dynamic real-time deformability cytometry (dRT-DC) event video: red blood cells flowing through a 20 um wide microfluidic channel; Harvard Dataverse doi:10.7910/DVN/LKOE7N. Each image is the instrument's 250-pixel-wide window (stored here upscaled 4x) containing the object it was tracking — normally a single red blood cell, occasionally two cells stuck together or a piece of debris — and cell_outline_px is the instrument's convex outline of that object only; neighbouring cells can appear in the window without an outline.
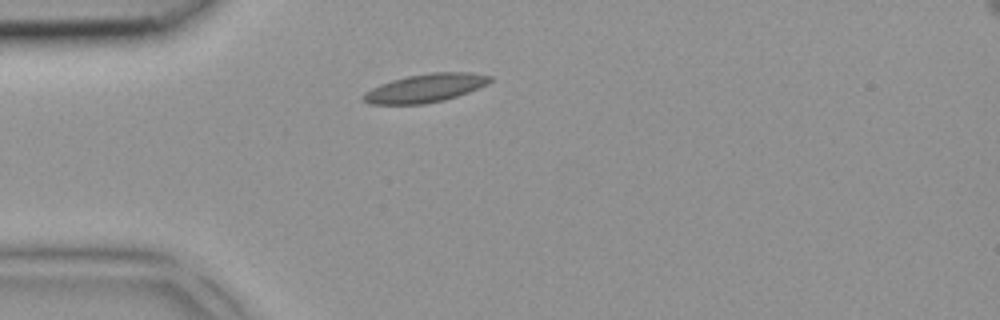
{"species": "common noctule bat (a hibernating species)", "species_latin": "Nyctalus noctula", "temperature_condition": "room temperature", "stored_images_in_passage": 1, "camera_frame_rate_fps": 3000, "um_per_image_px": 0.085, "animal": {"sex": "female", "body_mass_g": 18.4}, "frame": {"image": 1, "passage_image": 1, "time_ms": 0.0, "image_size_px": [1000, 320], "cell_outline_px": [[492, 80], [488, 84], [468, 92], [444, 100], [424, 104], [368, 104], [360, 100], [360, 96], [364, 92], [380, 84], [392, 80], [408, 76], [432, 72], [468, 72], [492, 76]], "centroid_in_image_um": [36.11, 7.49], "position_along_channel_um": 48.9, "area_um2": 21.04}}